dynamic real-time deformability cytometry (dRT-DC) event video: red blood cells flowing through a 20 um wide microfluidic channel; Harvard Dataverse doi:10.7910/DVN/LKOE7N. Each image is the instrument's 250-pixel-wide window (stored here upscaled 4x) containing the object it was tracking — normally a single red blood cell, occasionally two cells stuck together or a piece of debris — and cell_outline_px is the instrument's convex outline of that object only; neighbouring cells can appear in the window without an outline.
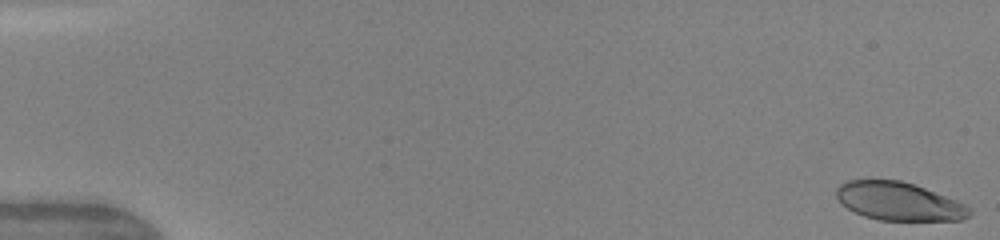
{"species": "human", "species_latin": "Homo sapiens", "temperature_condition": "warm", "stored_images_in_passage": 49, "camera_frame_rate_fps": 3000, "um_per_image_px": 0.085, "donor": {"sex": "female"}, "frame": {"image": 1, "passage_image": 1, "time_ms": 0.0, "image_size_px": [1000, 240], "cell_outline_px": [[972, 212], [964, 220], [880, 220], [864, 216], [840, 204], [836, 196], [836, 188], [840, 184], [848, 180], [900, 180], [924, 188], [956, 200], [972, 208]], "centroid_in_image_um": [76.39, 17.12], "position_along_channel_um": 8.6, "area_um2": 29.54}}
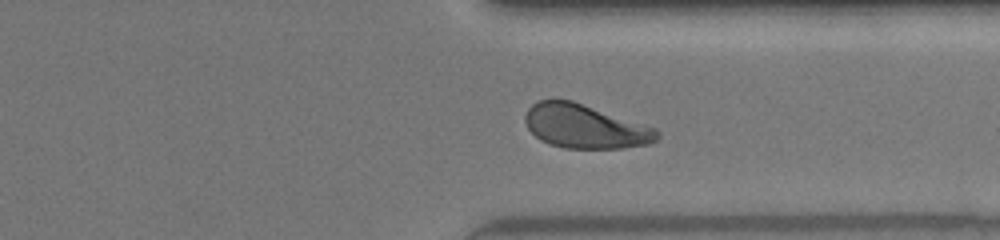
{"frame": {"image": 2, "passage_image": 38, "time_ms": 12.333, "image_size_px": [1000, 240], "cell_outline_px": [[660, 140], [648, 144], [624, 148], [564, 148], [548, 144], [540, 140], [528, 128], [524, 120], [524, 116], [528, 108], [532, 104], [540, 100], [572, 100], [656, 128], [660, 132]], "centroid_in_image_um": [49.74, 10.75], "position_along_channel_um": 361.7, "area_um2": 33.81}}
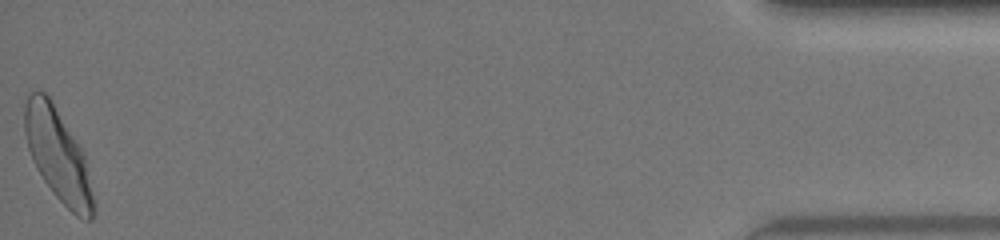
{"frame": {"image": 3, "passage_image": 49, "time_ms": 16.0, "image_size_px": [1000, 240], "cell_outline_px": [[92, 220], [88, 220], [76, 216], [56, 196], [44, 180], [36, 168], [32, 160], [28, 148], [24, 132], [24, 104], [28, 92], [44, 92], [52, 100], [80, 148], [84, 156], [92, 196]], "centroid_in_image_um": [4.85, 13.12], "position_along_channel_um": 430.3, "area_um2": 35.95}, "authors_computed_cell_mechanics": {"area_um2": 33.4662, "velocity_mm_per_s": 4.1902, "shape_relaxation_time_tau1_ms": 3.0984, "shape_relaxation_time_tau2_ms": 0.8138, "deformation_change_tau1": 0.1586, "deformation_change_tau2": 0.07}}